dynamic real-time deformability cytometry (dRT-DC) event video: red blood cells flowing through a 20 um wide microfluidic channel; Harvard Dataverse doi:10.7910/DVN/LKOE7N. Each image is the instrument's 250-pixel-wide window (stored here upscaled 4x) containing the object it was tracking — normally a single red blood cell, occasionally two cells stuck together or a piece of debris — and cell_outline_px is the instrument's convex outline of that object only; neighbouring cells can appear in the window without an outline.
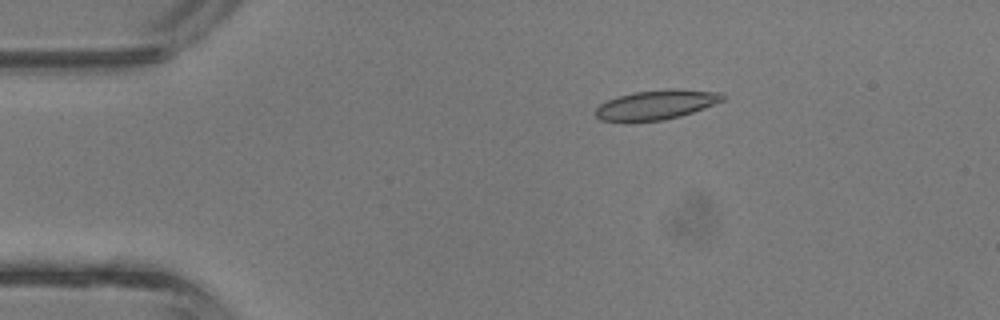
{"species": "common noctule bat (a hibernating species)", "species_latin": "Nyctalus noctula", "temperature_condition": "room temperature", "stored_images_in_passage": 4, "camera_frame_rate_fps": 3000, "um_per_image_px": 0.085, "animal": {"sex": "male", "body_mass_g": 13.3}, "frame": {"image": 1, "passage_image": 3, "time_ms": 0.667, "image_size_px": [1000, 320], "cell_outline_px": [[728, 96], [724, 100], [704, 108], [680, 116], [664, 120], [632, 124], [624, 124], [600, 120], [596, 116], [596, 108], [600, 104], [608, 100], [620, 96], [636, 92], [668, 88], [676, 88], [724, 92]], "centroid_in_image_um": [55.79, 8.93], "position_along_channel_um": 29.2, "area_um2": 22.72}}